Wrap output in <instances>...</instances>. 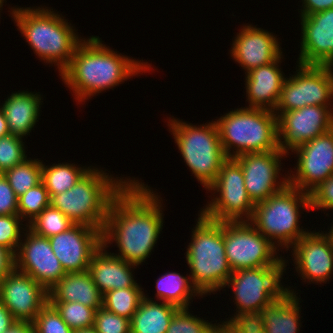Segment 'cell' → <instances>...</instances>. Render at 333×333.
<instances>
[{"mask_svg": "<svg viewBox=\"0 0 333 333\" xmlns=\"http://www.w3.org/2000/svg\"><path fill=\"white\" fill-rule=\"evenodd\" d=\"M136 265L108 253L105 247H101L93 254L88 271L94 284L102 294L110 290L134 287V275L131 271Z\"/></svg>", "mask_w": 333, "mask_h": 333, "instance_id": "23", "label": "cell"}, {"mask_svg": "<svg viewBox=\"0 0 333 333\" xmlns=\"http://www.w3.org/2000/svg\"><path fill=\"white\" fill-rule=\"evenodd\" d=\"M34 8L14 7L10 14L37 57L44 63H54L61 73L69 65L75 48L83 39L75 33L71 23L51 11L53 9Z\"/></svg>", "mask_w": 333, "mask_h": 333, "instance_id": "3", "label": "cell"}, {"mask_svg": "<svg viewBox=\"0 0 333 333\" xmlns=\"http://www.w3.org/2000/svg\"><path fill=\"white\" fill-rule=\"evenodd\" d=\"M325 231V235L329 238L331 244L333 245V226L329 229L328 233Z\"/></svg>", "mask_w": 333, "mask_h": 333, "instance_id": "50", "label": "cell"}, {"mask_svg": "<svg viewBox=\"0 0 333 333\" xmlns=\"http://www.w3.org/2000/svg\"><path fill=\"white\" fill-rule=\"evenodd\" d=\"M32 325L37 333H74L49 302L39 311Z\"/></svg>", "mask_w": 333, "mask_h": 333, "instance_id": "37", "label": "cell"}, {"mask_svg": "<svg viewBox=\"0 0 333 333\" xmlns=\"http://www.w3.org/2000/svg\"><path fill=\"white\" fill-rule=\"evenodd\" d=\"M5 135H10V131L8 128V123L6 121L4 112L0 107V137L5 136Z\"/></svg>", "mask_w": 333, "mask_h": 333, "instance_id": "47", "label": "cell"}, {"mask_svg": "<svg viewBox=\"0 0 333 333\" xmlns=\"http://www.w3.org/2000/svg\"><path fill=\"white\" fill-rule=\"evenodd\" d=\"M282 55L272 63L262 65L246 73V97L248 108H261L275 111L283 83L286 79L280 70Z\"/></svg>", "mask_w": 333, "mask_h": 333, "instance_id": "22", "label": "cell"}, {"mask_svg": "<svg viewBox=\"0 0 333 333\" xmlns=\"http://www.w3.org/2000/svg\"><path fill=\"white\" fill-rule=\"evenodd\" d=\"M254 333H267V331L263 328L261 331H259V332H254Z\"/></svg>", "mask_w": 333, "mask_h": 333, "instance_id": "52", "label": "cell"}, {"mask_svg": "<svg viewBox=\"0 0 333 333\" xmlns=\"http://www.w3.org/2000/svg\"><path fill=\"white\" fill-rule=\"evenodd\" d=\"M194 228L186 260L191 282L203 296L224 288L233 271L225 253L223 222L209 220L199 213Z\"/></svg>", "mask_w": 333, "mask_h": 333, "instance_id": "5", "label": "cell"}, {"mask_svg": "<svg viewBox=\"0 0 333 333\" xmlns=\"http://www.w3.org/2000/svg\"><path fill=\"white\" fill-rule=\"evenodd\" d=\"M285 263H287L285 258H282L275 266L239 269L232 272L224 288L226 286L233 288L238 309L236 313L261 311L287 292L286 287L281 284L287 266Z\"/></svg>", "mask_w": 333, "mask_h": 333, "instance_id": "10", "label": "cell"}, {"mask_svg": "<svg viewBox=\"0 0 333 333\" xmlns=\"http://www.w3.org/2000/svg\"><path fill=\"white\" fill-rule=\"evenodd\" d=\"M22 137L5 135L0 137V173L21 164L27 159Z\"/></svg>", "mask_w": 333, "mask_h": 333, "instance_id": "36", "label": "cell"}, {"mask_svg": "<svg viewBox=\"0 0 333 333\" xmlns=\"http://www.w3.org/2000/svg\"><path fill=\"white\" fill-rule=\"evenodd\" d=\"M49 302H79L102 308L103 294L94 284L89 271L66 273L50 290Z\"/></svg>", "mask_w": 333, "mask_h": 333, "instance_id": "24", "label": "cell"}, {"mask_svg": "<svg viewBox=\"0 0 333 333\" xmlns=\"http://www.w3.org/2000/svg\"><path fill=\"white\" fill-rule=\"evenodd\" d=\"M300 16L311 15L316 12L333 8V0H302Z\"/></svg>", "mask_w": 333, "mask_h": 333, "instance_id": "44", "label": "cell"}, {"mask_svg": "<svg viewBox=\"0 0 333 333\" xmlns=\"http://www.w3.org/2000/svg\"><path fill=\"white\" fill-rule=\"evenodd\" d=\"M74 223L64 215L59 209L49 205L35 219H33L27 227L36 235L42 237H51L64 232Z\"/></svg>", "mask_w": 333, "mask_h": 333, "instance_id": "32", "label": "cell"}, {"mask_svg": "<svg viewBox=\"0 0 333 333\" xmlns=\"http://www.w3.org/2000/svg\"><path fill=\"white\" fill-rule=\"evenodd\" d=\"M235 333H254L264 328V309L261 311H249L235 313L227 321H223Z\"/></svg>", "mask_w": 333, "mask_h": 333, "instance_id": "39", "label": "cell"}, {"mask_svg": "<svg viewBox=\"0 0 333 333\" xmlns=\"http://www.w3.org/2000/svg\"><path fill=\"white\" fill-rule=\"evenodd\" d=\"M74 333H97L94 327L75 330Z\"/></svg>", "mask_w": 333, "mask_h": 333, "instance_id": "49", "label": "cell"}, {"mask_svg": "<svg viewBox=\"0 0 333 333\" xmlns=\"http://www.w3.org/2000/svg\"><path fill=\"white\" fill-rule=\"evenodd\" d=\"M288 155L281 150L246 153L234 158L241 166L244 184L249 197L256 205L281 191L288 184V177L280 181L281 159ZM283 156V157H282Z\"/></svg>", "mask_w": 333, "mask_h": 333, "instance_id": "15", "label": "cell"}, {"mask_svg": "<svg viewBox=\"0 0 333 333\" xmlns=\"http://www.w3.org/2000/svg\"><path fill=\"white\" fill-rule=\"evenodd\" d=\"M14 214H18V196L4 174L0 173V215Z\"/></svg>", "mask_w": 333, "mask_h": 333, "instance_id": "42", "label": "cell"}, {"mask_svg": "<svg viewBox=\"0 0 333 333\" xmlns=\"http://www.w3.org/2000/svg\"><path fill=\"white\" fill-rule=\"evenodd\" d=\"M38 93L20 91L12 93L0 106L6 117L10 134L24 137L34 128L42 103Z\"/></svg>", "mask_w": 333, "mask_h": 333, "instance_id": "25", "label": "cell"}, {"mask_svg": "<svg viewBox=\"0 0 333 333\" xmlns=\"http://www.w3.org/2000/svg\"><path fill=\"white\" fill-rule=\"evenodd\" d=\"M33 331H34V327L31 322L16 321L4 333H32Z\"/></svg>", "mask_w": 333, "mask_h": 333, "instance_id": "46", "label": "cell"}, {"mask_svg": "<svg viewBox=\"0 0 333 333\" xmlns=\"http://www.w3.org/2000/svg\"><path fill=\"white\" fill-rule=\"evenodd\" d=\"M187 309H179L170 321L166 333H213L217 324L195 317Z\"/></svg>", "mask_w": 333, "mask_h": 333, "instance_id": "35", "label": "cell"}, {"mask_svg": "<svg viewBox=\"0 0 333 333\" xmlns=\"http://www.w3.org/2000/svg\"><path fill=\"white\" fill-rule=\"evenodd\" d=\"M76 167L75 164L58 163L52 166L42 163L41 181L48 191L49 197L68 191L91 168Z\"/></svg>", "mask_w": 333, "mask_h": 333, "instance_id": "29", "label": "cell"}, {"mask_svg": "<svg viewBox=\"0 0 333 333\" xmlns=\"http://www.w3.org/2000/svg\"><path fill=\"white\" fill-rule=\"evenodd\" d=\"M21 217L18 214L0 215V245L16 254L21 242Z\"/></svg>", "mask_w": 333, "mask_h": 333, "instance_id": "38", "label": "cell"}, {"mask_svg": "<svg viewBox=\"0 0 333 333\" xmlns=\"http://www.w3.org/2000/svg\"><path fill=\"white\" fill-rule=\"evenodd\" d=\"M66 273L87 271L93 254L102 245V231L83 224L48 238Z\"/></svg>", "mask_w": 333, "mask_h": 333, "instance_id": "17", "label": "cell"}, {"mask_svg": "<svg viewBox=\"0 0 333 333\" xmlns=\"http://www.w3.org/2000/svg\"><path fill=\"white\" fill-rule=\"evenodd\" d=\"M73 331L94 326V308L79 302H49Z\"/></svg>", "mask_w": 333, "mask_h": 333, "instance_id": "33", "label": "cell"}, {"mask_svg": "<svg viewBox=\"0 0 333 333\" xmlns=\"http://www.w3.org/2000/svg\"><path fill=\"white\" fill-rule=\"evenodd\" d=\"M144 295L138 284L134 287L110 290L103 294L102 307L116 315L131 319Z\"/></svg>", "mask_w": 333, "mask_h": 333, "instance_id": "30", "label": "cell"}, {"mask_svg": "<svg viewBox=\"0 0 333 333\" xmlns=\"http://www.w3.org/2000/svg\"><path fill=\"white\" fill-rule=\"evenodd\" d=\"M148 185L130 180L112 200L102 230V245L115 241L114 256L139 266L152 253L163 227L162 204ZM150 253V254H149Z\"/></svg>", "mask_w": 333, "mask_h": 333, "instance_id": "1", "label": "cell"}, {"mask_svg": "<svg viewBox=\"0 0 333 333\" xmlns=\"http://www.w3.org/2000/svg\"><path fill=\"white\" fill-rule=\"evenodd\" d=\"M215 122L221 146L228 158L246 153L280 150L278 117L274 111L242 107L224 114ZM231 149L236 151L232 150V153Z\"/></svg>", "mask_w": 333, "mask_h": 333, "instance_id": "6", "label": "cell"}, {"mask_svg": "<svg viewBox=\"0 0 333 333\" xmlns=\"http://www.w3.org/2000/svg\"><path fill=\"white\" fill-rule=\"evenodd\" d=\"M0 301L17 321L32 323L49 295L31 276L14 269L0 283Z\"/></svg>", "mask_w": 333, "mask_h": 333, "instance_id": "18", "label": "cell"}, {"mask_svg": "<svg viewBox=\"0 0 333 333\" xmlns=\"http://www.w3.org/2000/svg\"><path fill=\"white\" fill-rule=\"evenodd\" d=\"M330 107L312 105L283 112L278 117L279 149L288 154V151L330 131L333 128V108Z\"/></svg>", "mask_w": 333, "mask_h": 333, "instance_id": "14", "label": "cell"}, {"mask_svg": "<svg viewBox=\"0 0 333 333\" xmlns=\"http://www.w3.org/2000/svg\"><path fill=\"white\" fill-rule=\"evenodd\" d=\"M239 32L233 41L230 54L245 69V74L274 62L282 55L277 36L272 32L252 25L243 26Z\"/></svg>", "mask_w": 333, "mask_h": 333, "instance_id": "21", "label": "cell"}, {"mask_svg": "<svg viewBox=\"0 0 333 333\" xmlns=\"http://www.w3.org/2000/svg\"><path fill=\"white\" fill-rule=\"evenodd\" d=\"M4 1H6V0H0V10H2L1 7H3Z\"/></svg>", "mask_w": 333, "mask_h": 333, "instance_id": "51", "label": "cell"}, {"mask_svg": "<svg viewBox=\"0 0 333 333\" xmlns=\"http://www.w3.org/2000/svg\"><path fill=\"white\" fill-rule=\"evenodd\" d=\"M264 308V329L267 333H298L300 331V301L294 289Z\"/></svg>", "mask_w": 333, "mask_h": 333, "instance_id": "26", "label": "cell"}, {"mask_svg": "<svg viewBox=\"0 0 333 333\" xmlns=\"http://www.w3.org/2000/svg\"><path fill=\"white\" fill-rule=\"evenodd\" d=\"M100 39L98 36L84 38L75 48L69 65L59 74L78 103L113 89L131 76L151 70L148 62L120 55L102 44Z\"/></svg>", "mask_w": 333, "mask_h": 333, "instance_id": "2", "label": "cell"}, {"mask_svg": "<svg viewBox=\"0 0 333 333\" xmlns=\"http://www.w3.org/2000/svg\"><path fill=\"white\" fill-rule=\"evenodd\" d=\"M299 207L311 209L309 194L287 184L264 202L257 203L249 222L277 248L289 250L309 233L300 227Z\"/></svg>", "mask_w": 333, "mask_h": 333, "instance_id": "7", "label": "cell"}, {"mask_svg": "<svg viewBox=\"0 0 333 333\" xmlns=\"http://www.w3.org/2000/svg\"><path fill=\"white\" fill-rule=\"evenodd\" d=\"M130 180H118L101 169L90 168L68 191L52 195L50 205L74 224L102 231L112 200Z\"/></svg>", "mask_w": 333, "mask_h": 333, "instance_id": "4", "label": "cell"}, {"mask_svg": "<svg viewBox=\"0 0 333 333\" xmlns=\"http://www.w3.org/2000/svg\"><path fill=\"white\" fill-rule=\"evenodd\" d=\"M213 333H235L233 330H231L224 322L221 324H217L215 327Z\"/></svg>", "mask_w": 333, "mask_h": 333, "instance_id": "48", "label": "cell"}, {"mask_svg": "<svg viewBox=\"0 0 333 333\" xmlns=\"http://www.w3.org/2000/svg\"><path fill=\"white\" fill-rule=\"evenodd\" d=\"M298 157L296 173L285 175L288 184L310 193L333 174V128L294 148Z\"/></svg>", "mask_w": 333, "mask_h": 333, "instance_id": "13", "label": "cell"}, {"mask_svg": "<svg viewBox=\"0 0 333 333\" xmlns=\"http://www.w3.org/2000/svg\"><path fill=\"white\" fill-rule=\"evenodd\" d=\"M291 248L295 269L304 282L321 284L329 281L333 274V245L324 231L307 233Z\"/></svg>", "mask_w": 333, "mask_h": 333, "instance_id": "20", "label": "cell"}, {"mask_svg": "<svg viewBox=\"0 0 333 333\" xmlns=\"http://www.w3.org/2000/svg\"><path fill=\"white\" fill-rule=\"evenodd\" d=\"M298 64L333 66V8L301 16Z\"/></svg>", "mask_w": 333, "mask_h": 333, "instance_id": "19", "label": "cell"}, {"mask_svg": "<svg viewBox=\"0 0 333 333\" xmlns=\"http://www.w3.org/2000/svg\"><path fill=\"white\" fill-rule=\"evenodd\" d=\"M49 205L50 197L41 181L18 197V215L23 221L25 218L30 223Z\"/></svg>", "mask_w": 333, "mask_h": 333, "instance_id": "34", "label": "cell"}, {"mask_svg": "<svg viewBox=\"0 0 333 333\" xmlns=\"http://www.w3.org/2000/svg\"><path fill=\"white\" fill-rule=\"evenodd\" d=\"M16 321L11 312L0 301V333H4Z\"/></svg>", "mask_w": 333, "mask_h": 333, "instance_id": "45", "label": "cell"}, {"mask_svg": "<svg viewBox=\"0 0 333 333\" xmlns=\"http://www.w3.org/2000/svg\"><path fill=\"white\" fill-rule=\"evenodd\" d=\"M223 236L232 271L275 266L282 259L277 247L249 221L223 222Z\"/></svg>", "mask_w": 333, "mask_h": 333, "instance_id": "12", "label": "cell"}, {"mask_svg": "<svg viewBox=\"0 0 333 333\" xmlns=\"http://www.w3.org/2000/svg\"><path fill=\"white\" fill-rule=\"evenodd\" d=\"M15 269V254L0 245V283Z\"/></svg>", "mask_w": 333, "mask_h": 333, "instance_id": "43", "label": "cell"}, {"mask_svg": "<svg viewBox=\"0 0 333 333\" xmlns=\"http://www.w3.org/2000/svg\"><path fill=\"white\" fill-rule=\"evenodd\" d=\"M311 209L333 210V174L309 193Z\"/></svg>", "mask_w": 333, "mask_h": 333, "instance_id": "41", "label": "cell"}, {"mask_svg": "<svg viewBox=\"0 0 333 333\" xmlns=\"http://www.w3.org/2000/svg\"><path fill=\"white\" fill-rule=\"evenodd\" d=\"M170 119L167 123L183 160L207 189L216 180L222 164L228 159L221 146L216 122L196 126L175 118Z\"/></svg>", "mask_w": 333, "mask_h": 333, "instance_id": "8", "label": "cell"}, {"mask_svg": "<svg viewBox=\"0 0 333 333\" xmlns=\"http://www.w3.org/2000/svg\"><path fill=\"white\" fill-rule=\"evenodd\" d=\"M297 74L286 78L278 105L277 117L283 112L305 106H331L333 99V66L298 64ZM278 112V113H277Z\"/></svg>", "mask_w": 333, "mask_h": 333, "instance_id": "11", "label": "cell"}, {"mask_svg": "<svg viewBox=\"0 0 333 333\" xmlns=\"http://www.w3.org/2000/svg\"><path fill=\"white\" fill-rule=\"evenodd\" d=\"M93 327L97 333H130V319L102 307L95 312Z\"/></svg>", "mask_w": 333, "mask_h": 333, "instance_id": "40", "label": "cell"}, {"mask_svg": "<svg viewBox=\"0 0 333 333\" xmlns=\"http://www.w3.org/2000/svg\"><path fill=\"white\" fill-rule=\"evenodd\" d=\"M28 230L24 233L26 239L24 242L21 240L15 254V269L50 290L66 272L53 253L49 239Z\"/></svg>", "mask_w": 333, "mask_h": 333, "instance_id": "16", "label": "cell"}, {"mask_svg": "<svg viewBox=\"0 0 333 333\" xmlns=\"http://www.w3.org/2000/svg\"><path fill=\"white\" fill-rule=\"evenodd\" d=\"M3 174L14 193L19 197L41 182L42 161L29 158V160L26 159Z\"/></svg>", "mask_w": 333, "mask_h": 333, "instance_id": "31", "label": "cell"}, {"mask_svg": "<svg viewBox=\"0 0 333 333\" xmlns=\"http://www.w3.org/2000/svg\"><path fill=\"white\" fill-rule=\"evenodd\" d=\"M178 307L164 302H154L144 295L130 319V333H166Z\"/></svg>", "mask_w": 333, "mask_h": 333, "instance_id": "27", "label": "cell"}, {"mask_svg": "<svg viewBox=\"0 0 333 333\" xmlns=\"http://www.w3.org/2000/svg\"><path fill=\"white\" fill-rule=\"evenodd\" d=\"M156 297L179 309H187L192 297L202 296L193 286L191 278L176 272H168L156 280Z\"/></svg>", "mask_w": 333, "mask_h": 333, "instance_id": "28", "label": "cell"}, {"mask_svg": "<svg viewBox=\"0 0 333 333\" xmlns=\"http://www.w3.org/2000/svg\"><path fill=\"white\" fill-rule=\"evenodd\" d=\"M207 190L219 193V196L213 195L214 199L200 212L207 219L215 222L251 219L255 204L245 188L243 170L234 158H228L222 164L216 180Z\"/></svg>", "mask_w": 333, "mask_h": 333, "instance_id": "9", "label": "cell"}]
</instances>
